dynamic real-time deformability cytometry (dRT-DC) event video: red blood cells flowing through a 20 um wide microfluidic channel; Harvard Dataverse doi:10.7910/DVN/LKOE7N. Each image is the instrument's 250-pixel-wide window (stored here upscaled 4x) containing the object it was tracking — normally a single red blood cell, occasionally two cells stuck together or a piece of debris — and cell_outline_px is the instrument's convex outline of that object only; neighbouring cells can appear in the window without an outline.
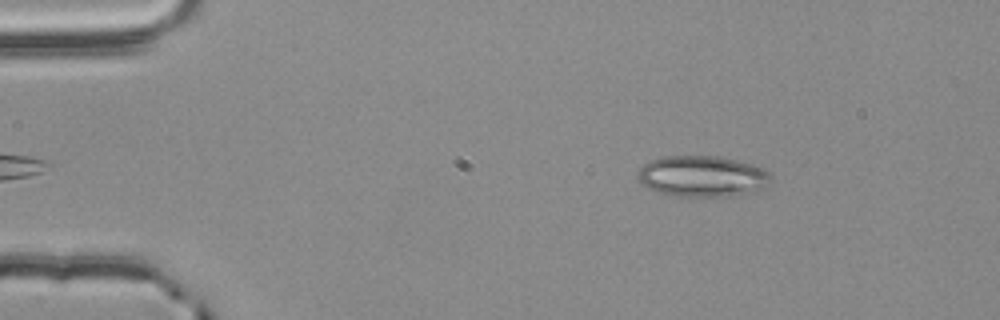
{"species": "common noctule bat (a hibernating species)", "species_latin": "Nyctalus noctula", "temperature_condition": "room temperature", "stored_images_in_passage": 49, "camera_frame_rate_fps": 3000, "um_per_image_px": 0.085, "animal": {"sex": "male", "body_mass_g": 20.4}, "frame": {"image": 1, "passage_image": 3, "time_ms": 0.667, "image_size_px": [1000, 320], "cell_outline_px": [[772, 176], [768, 184], [764, 188], [756, 192], [728, 196], [676, 196], [660, 192], [648, 188], [640, 184], [636, 176], [640, 168], [648, 160], [660, 156], [720, 156], [752, 164], [764, 168]], "centroid_in_image_um": [59.69, 14.97], "position_along_channel_um": 25.3, "area_um2": 32.19}}
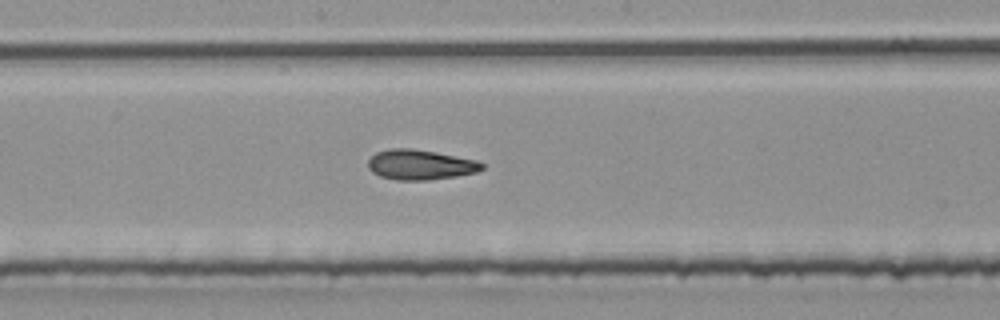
{"frame": {"image": 2, "passage_image": 24, "time_ms": 7.667, "image_size_px": [1000, 320], "cell_outline_px": [[484, 168], [476, 172], [456, 176], [428, 180], [396, 180], [380, 176], [372, 172], [368, 168], [368, 160], [376, 152], [388, 148], [412, 148], [436, 152], [476, 160], [484, 164]], "centroid_in_image_um": [35.7, 13.99], "position_along_channel_um": 212.5, "area_um2": 20.0}}
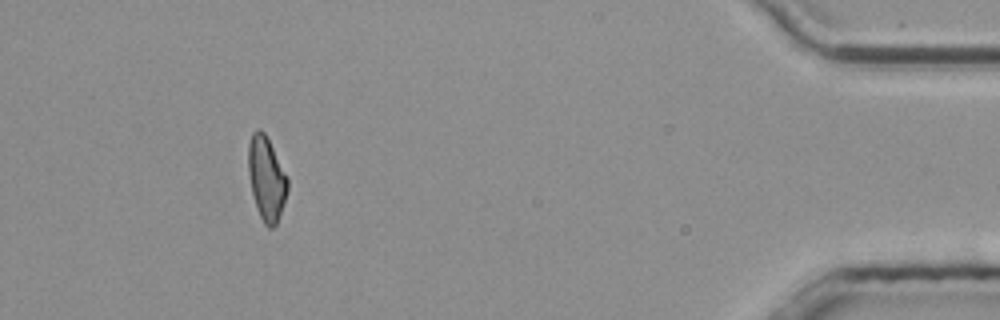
{"frame": {"image": 3, "passage_image": 45, "time_ms": 14.667, "image_size_px": [1000, 320], "cell_outline_px": [[288, 188], [276, 224], [272, 228], [268, 228], [264, 224], [260, 216], [252, 192], [248, 176], [248, 144], [252, 132], [256, 128], [260, 128], [264, 132], [288, 176]], "centroid_in_image_um": [22.63, 15.12], "position_along_channel_um": 412.6, "area_um2": 19.07}, "authors_computed_cell_mechanics": {"area_um2": 19.8254, "velocity_mm_per_s": 3.7851, "shape_relaxation_time_tau1_ms": 7.5452, "shape_relaxation_time_tau2_ms": 2.2389, "deformation_change_tau1": 0.1732, "deformation_change_tau2": 0.0867}}